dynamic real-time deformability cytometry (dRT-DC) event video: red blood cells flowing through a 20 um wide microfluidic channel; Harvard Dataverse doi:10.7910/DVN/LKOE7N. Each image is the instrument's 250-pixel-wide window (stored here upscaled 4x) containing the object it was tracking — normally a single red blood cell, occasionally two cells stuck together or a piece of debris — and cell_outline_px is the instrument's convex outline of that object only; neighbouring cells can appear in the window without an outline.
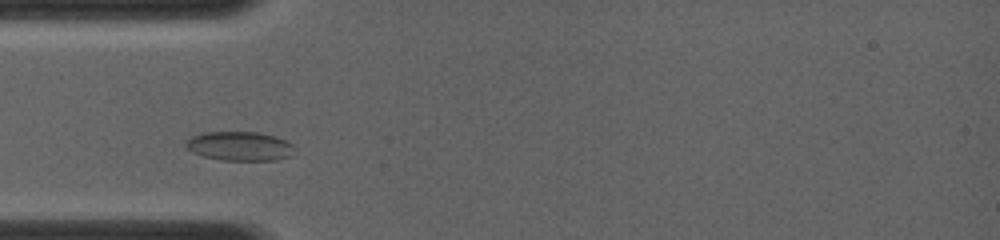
{"species": "common noctule bat (a hibernating species)", "species_latin": "Nyctalus noctula", "temperature_condition": "room temperature", "stored_images_in_passage": 10, "camera_frame_rate_fps": 4000, "um_per_image_px": 0.085, "animal": {"sex": "female", "body_mass_g": 19.0, "forearm_length_mm": 56.7}, "frame": {"image": 1, "passage_image": 4, "time_ms": 1.0, "image_size_px": [1000, 240], "cell_outline_px": [[292, 144], [288, 156], [276, 160], [220, 160], [204, 156], [192, 152], [184, 144], [184, 140], [192, 136], [204, 132], [256, 132], [272, 136], [284, 140]], "centroid_in_image_um": [20.27, 12.42], "position_along_channel_um": 64.7, "area_um2": 18.09}}
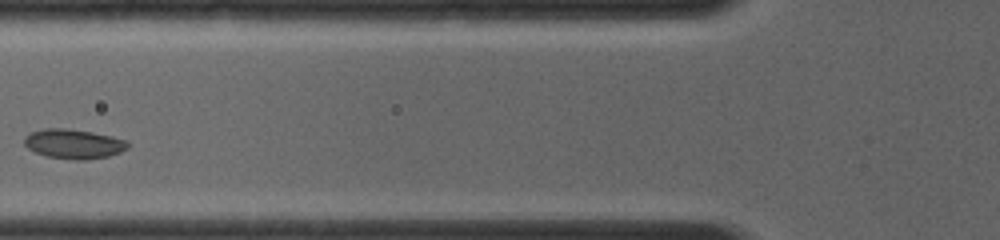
{"frame": {"image": 2, "passage_image": 7, "time_ms": 2.25, "image_size_px": [1000, 240], "cell_outline_px": [[132, 144], [128, 148], [120, 152], [108, 156], [84, 160], [76, 160], [44, 156], [28, 148], [24, 144], [24, 136], [32, 132], [44, 128], [68, 128], [92, 132], [112, 136], [128, 140]], "centroid_in_image_um": [6.29, 12.22], "position_along_channel_um": 119.5, "area_um2": 18.03}}
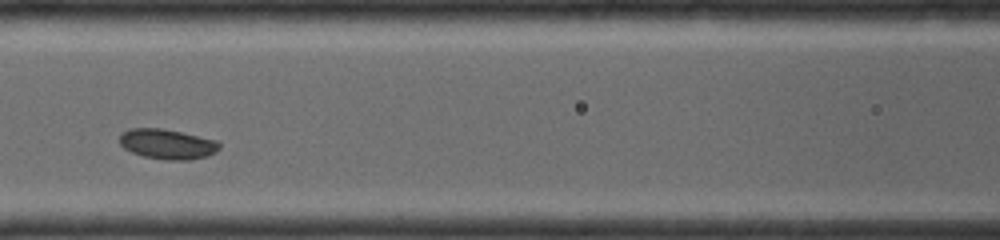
{"frame": {"image": 3, "passage_image": 9, "time_ms": 3.0, "image_size_px": [1000, 240], "cell_outline_px": [[220, 148], [216, 152], [208, 156], [188, 160], [168, 160], [144, 156], [132, 152], [124, 148], [120, 144], [120, 136], [128, 128], [160, 128], [180, 132], [216, 140], [220, 144]], "centroid_in_image_um": [14.23, 12.25], "position_along_channel_um": 152.4, "area_um2": 17.34}}